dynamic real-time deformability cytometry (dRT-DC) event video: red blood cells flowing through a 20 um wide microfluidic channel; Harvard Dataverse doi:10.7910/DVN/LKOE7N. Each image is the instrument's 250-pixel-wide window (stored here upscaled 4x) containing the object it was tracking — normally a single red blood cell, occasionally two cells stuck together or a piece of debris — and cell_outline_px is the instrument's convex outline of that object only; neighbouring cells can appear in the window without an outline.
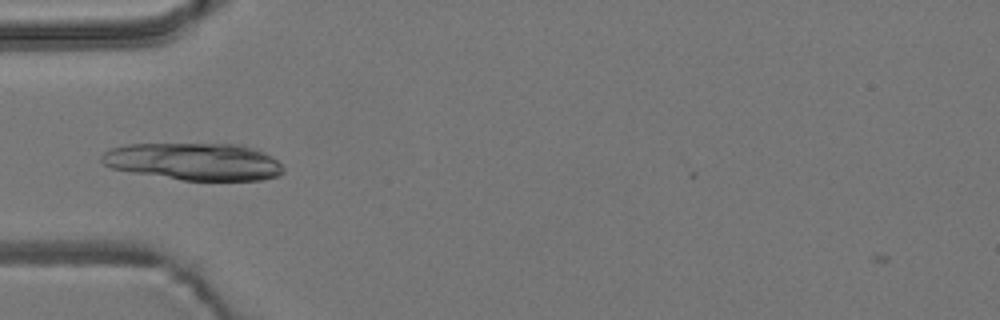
{"species": "common noctule bat (a hibernating species)", "species_latin": "Nyctalus noctula", "temperature_condition": "room temperature", "stored_images_in_passage": 32, "camera_frame_rate_fps": 3000, "um_per_image_px": 0.085, "animal": {"sex": "male", "body_mass_g": 19.2, "forearm_length_mm": 51.8}, "frame": {"image": 1, "passage_image": 1, "time_ms": 0.0, "image_size_px": [1000, 320], "cell_outline_px": [[284, 172], [280, 176], [264, 180], [184, 180], [132, 172], [112, 168], [104, 164], [100, 160], [100, 156], [104, 152], [112, 148], [128, 144], [236, 144], [252, 148], [264, 152], [276, 160], [284, 168]], "centroid_in_image_um": [16.51, 13.74], "position_along_channel_um": 68.5, "area_um2": 39.36}}
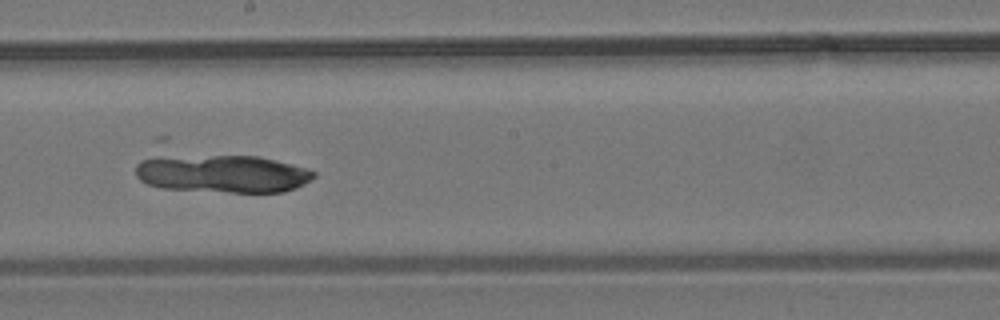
{"frame": {"image": 2, "passage_image": 14, "time_ms": 4.333, "image_size_px": [1000, 320], "cell_outline_px": [[316, 176], [304, 184], [296, 188], [284, 192], [228, 192], [160, 188], [148, 184], [140, 180], [136, 176], [136, 164], [140, 160], [156, 156], [260, 156], [292, 164], [316, 172]], "centroid_in_image_um": [18.9, 14.77], "position_along_channel_um": 229.3, "area_um2": 39.36}}
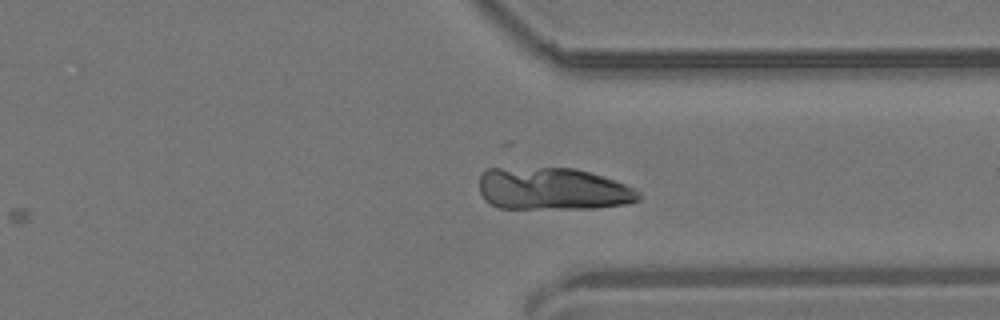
{"frame": {"image": 3, "passage_image": 25, "time_ms": 8.0, "image_size_px": [1000, 320], "cell_outline_px": [[644, 196], [640, 200], [624, 204], [592, 208], [496, 208], [488, 204], [484, 200], [480, 192], [480, 176], [484, 168], [576, 168], [604, 176], [616, 180], [636, 188]], "centroid_in_image_um": [46.99, 16.05], "position_along_channel_um": 364.4, "area_um2": 39.82}}